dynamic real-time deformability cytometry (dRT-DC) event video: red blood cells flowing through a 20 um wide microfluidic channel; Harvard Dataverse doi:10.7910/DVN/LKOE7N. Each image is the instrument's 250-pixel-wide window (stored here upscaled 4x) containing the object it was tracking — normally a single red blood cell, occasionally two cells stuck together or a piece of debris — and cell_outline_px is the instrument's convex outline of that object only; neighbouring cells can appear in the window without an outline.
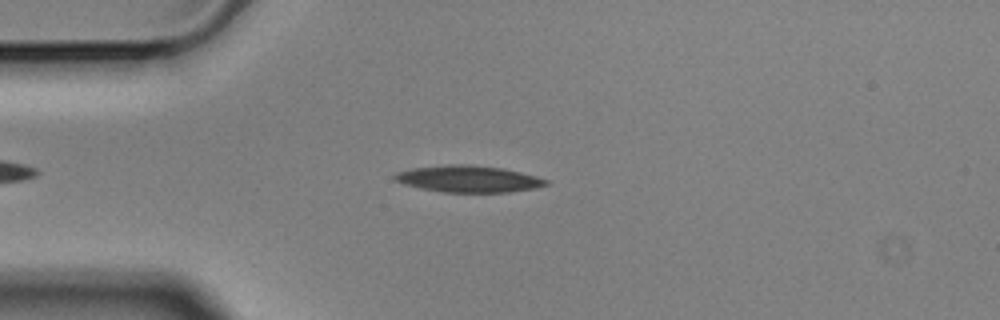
{"species": "Egyptian fruit bat (a non-hibernating species)", "species_latin": "Rousettus aegyptiacus", "temperature_condition": "cold", "stored_images_in_passage": 51, "camera_frame_rate_fps": 3000, "um_per_image_px": 0.085, "animal": {"sex": "male"}, "frame": {"image": 1, "passage_image": 9, "time_ms": 2.667, "image_size_px": [1000, 320], "cell_outline_px": [[548, 184], [536, 188], [508, 192], [444, 192], [420, 188], [404, 184], [396, 180], [392, 176], [396, 172], [412, 168], [448, 164], [468, 164], [504, 168], [536, 176], [548, 180]], "centroid_in_image_um": [39.81, 15.2], "position_along_channel_um": 45.2, "area_um2": 23.52}}
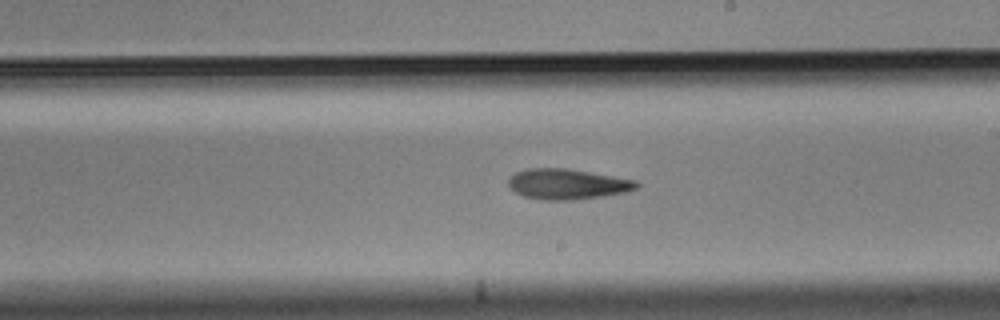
{"frame": {"image": 2, "passage_image": 27, "time_ms": 8.667, "image_size_px": [1000, 320], "cell_outline_px": [[640, 184], [636, 188], [624, 192], [600, 196], [572, 200], [540, 200], [524, 196], [516, 192], [508, 184], [508, 180], [516, 172], [528, 168], [568, 168], [636, 180]], "centroid_in_image_um": [48.21, 15.64], "position_along_channel_um": 240.8, "area_um2": 22.54}}
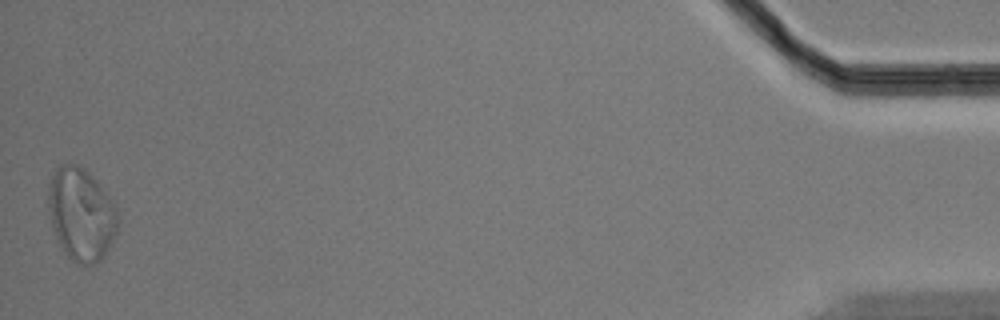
{"frame": {"image": 3, "passage_image": 51, "time_ms": 16.667, "image_size_px": [1000, 320], "cell_outline_px": [[116, 232], [104, 256], [96, 264], [76, 264], [68, 260], [56, 236], [52, 224], [48, 208], [48, 188], [52, 176], [56, 168], [60, 164], [76, 164], [84, 168], [96, 180], [116, 204]], "centroid_in_image_um": [6.88, 18.22], "position_along_channel_um": 428.3, "area_um2": 37.45}, "authors_computed_cell_mechanics": {"area_um2": 22.831, "velocity_mm_per_s": 3.52, "shape_relaxation_time_tau1_ms": 3.3081, "shape_relaxation_time_tau2_ms": null, "deformation_change_tau1": 0.1275, "deformation_change_tau2": null}}